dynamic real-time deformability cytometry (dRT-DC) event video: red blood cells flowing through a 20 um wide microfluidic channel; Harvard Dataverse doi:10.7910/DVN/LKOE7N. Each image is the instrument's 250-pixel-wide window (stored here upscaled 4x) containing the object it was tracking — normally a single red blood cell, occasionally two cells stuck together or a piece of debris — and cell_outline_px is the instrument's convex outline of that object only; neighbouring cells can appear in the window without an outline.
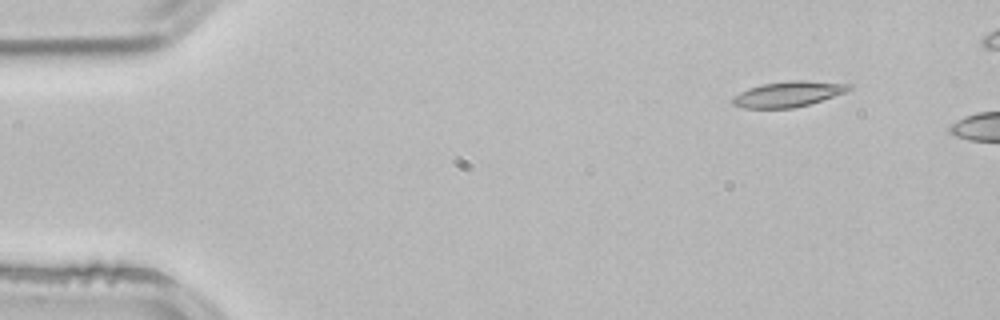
{"species": "common noctule bat (a hibernating species)", "species_latin": "Nyctalus noctula", "temperature_condition": "room temperature", "stored_images_in_passage": 5, "camera_frame_rate_fps": 3000, "um_per_image_px": 0.085, "animal": {"sex": "male", "body_mass_g": 21.5, "forearm_length_mm": 52.0}, "frame": {"image": 1, "passage_image": 2, "time_ms": 0.333, "image_size_px": [1000, 320], "cell_outline_px": [[852, 88], [848, 92], [808, 104], [792, 108], [744, 108], [732, 104], [732, 100], [740, 92], [748, 88], [760, 84], [788, 80], [804, 80], [852, 84]], "centroid_in_image_um": [67.03, 7.98], "position_along_channel_um": 18.0, "area_um2": 17.34}}